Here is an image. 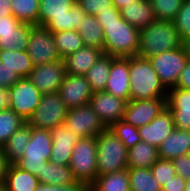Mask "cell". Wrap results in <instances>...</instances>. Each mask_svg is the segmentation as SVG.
<instances>
[{
	"label": "cell",
	"mask_w": 190,
	"mask_h": 191,
	"mask_svg": "<svg viewBox=\"0 0 190 191\" xmlns=\"http://www.w3.org/2000/svg\"><path fill=\"white\" fill-rule=\"evenodd\" d=\"M38 25L52 33L77 30L86 13L76 0H40Z\"/></svg>",
	"instance_id": "1"
},
{
	"label": "cell",
	"mask_w": 190,
	"mask_h": 191,
	"mask_svg": "<svg viewBox=\"0 0 190 191\" xmlns=\"http://www.w3.org/2000/svg\"><path fill=\"white\" fill-rule=\"evenodd\" d=\"M130 100L167 98L168 89L148 58L129 57Z\"/></svg>",
	"instance_id": "2"
},
{
	"label": "cell",
	"mask_w": 190,
	"mask_h": 191,
	"mask_svg": "<svg viewBox=\"0 0 190 191\" xmlns=\"http://www.w3.org/2000/svg\"><path fill=\"white\" fill-rule=\"evenodd\" d=\"M138 40L139 48L136 56L142 58H149L182 46V40L174 21H153L139 30Z\"/></svg>",
	"instance_id": "3"
},
{
	"label": "cell",
	"mask_w": 190,
	"mask_h": 191,
	"mask_svg": "<svg viewBox=\"0 0 190 191\" xmlns=\"http://www.w3.org/2000/svg\"><path fill=\"white\" fill-rule=\"evenodd\" d=\"M104 32L105 55L112 57H133L139 48V30L122 17L110 22H98Z\"/></svg>",
	"instance_id": "4"
},
{
	"label": "cell",
	"mask_w": 190,
	"mask_h": 191,
	"mask_svg": "<svg viewBox=\"0 0 190 191\" xmlns=\"http://www.w3.org/2000/svg\"><path fill=\"white\" fill-rule=\"evenodd\" d=\"M96 144L97 176L127 169L128 148L110 128L96 136Z\"/></svg>",
	"instance_id": "5"
},
{
	"label": "cell",
	"mask_w": 190,
	"mask_h": 191,
	"mask_svg": "<svg viewBox=\"0 0 190 191\" xmlns=\"http://www.w3.org/2000/svg\"><path fill=\"white\" fill-rule=\"evenodd\" d=\"M77 182L89 188L97 177L96 137L81 138L73 147L69 163Z\"/></svg>",
	"instance_id": "6"
},
{
	"label": "cell",
	"mask_w": 190,
	"mask_h": 191,
	"mask_svg": "<svg viewBox=\"0 0 190 191\" xmlns=\"http://www.w3.org/2000/svg\"><path fill=\"white\" fill-rule=\"evenodd\" d=\"M51 150L50 130L31 127V137L24 155L15 165L37 177L42 172L44 165L50 160Z\"/></svg>",
	"instance_id": "7"
},
{
	"label": "cell",
	"mask_w": 190,
	"mask_h": 191,
	"mask_svg": "<svg viewBox=\"0 0 190 191\" xmlns=\"http://www.w3.org/2000/svg\"><path fill=\"white\" fill-rule=\"evenodd\" d=\"M67 112L68 108L58 92L43 94L27 123L34 128L51 130L63 124Z\"/></svg>",
	"instance_id": "8"
},
{
	"label": "cell",
	"mask_w": 190,
	"mask_h": 191,
	"mask_svg": "<svg viewBox=\"0 0 190 191\" xmlns=\"http://www.w3.org/2000/svg\"><path fill=\"white\" fill-rule=\"evenodd\" d=\"M148 59L167 89L176 86L178 77L189 60L182 46L153 55Z\"/></svg>",
	"instance_id": "9"
},
{
	"label": "cell",
	"mask_w": 190,
	"mask_h": 191,
	"mask_svg": "<svg viewBox=\"0 0 190 191\" xmlns=\"http://www.w3.org/2000/svg\"><path fill=\"white\" fill-rule=\"evenodd\" d=\"M26 51L33 66L62 60L53 33L44 26L32 25Z\"/></svg>",
	"instance_id": "10"
},
{
	"label": "cell",
	"mask_w": 190,
	"mask_h": 191,
	"mask_svg": "<svg viewBox=\"0 0 190 191\" xmlns=\"http://www.w3.org/2000/svg\"><path fill=\"white\" fill-rule=\"evenodd\" d=\"M42 95L27 77H23L8 89V107L27 122L35 112Z\"/></svg>",
	"instance_id": "11"
},
{
	"label": "cell",
	"mask_w": 190,
	"mask_h": 191,
	"mask_svg": "<svg viewBox=\"0 0 190 191\" xmlns=\"http://www.w3.org/2000/svg\"><path fill=\"white\" fill-rule=\"evenodd\" d=\"M63 125L80 138L96 137L106 129L89 104L68 109Z\"/></svg>",
	"instance_id": "12"
},
{
	"label": "cell",
	"mask_w": 190,
	"mask_h": 191,
	"mask_svg": "<svg viewBox=\"0 0 190 191\" xmlns=\"http://www.w3.org/2000/svg\"><path fill=\"white\" fill-rule=\"evenodd\" d=\"M65 74V64L64 59H62L33 66L27 78L42 94H48L58 92Z\"/></svg>",
	"instance_id": "13"
},
{
	"label": "cell",
	"mask_w": 190,
	"mask_h": 191,
	"mask_svg": "<svg viewBox=\"0 0 190 191\" xmlns=\"http://www.w3.org/2000/svg\"><path fill=\"white\" fill-rule=\"evenodd\" d=\"M32 24L24 23L14 15L0 17V50H27Z\"/></svg>",
	"instance_id": "14"
},
{
	"label": "cell",
	"mask_w": 190,
	"mask_h": 191,
	"mask_svg": "<svg viewBox=\"0 0 190 191\" xmlns=\"http://www.w3.org/2000/svg\"><path fill=\"white\" fill-rule=\"evenodd\" d=\"M127 101L105 91L92 94L89 105L97 113L106 128L123 120Z\"/></svg>",
	"instance_id": "15"
},
{
	"label": "cell",
	"mask_w": 190,
	"mask_h": 191,
	"mask_svg": "<svg viewBox=\"0 0 190 191\" xmlns=\"http://www.w3.org/2000/svg\"><path fill=\"white\" fill-rule=\"evenodd\" d=\"M167 98L129 100L123 120L136 128L150 123L166 107Z\"/></svg>",
	"instance_id": "16"
},
{
	"label": "cell",
	"mask_w": 190,
	"mask_h": 191,
	"mask_svg": "<svg viewBox=\"0 0 190 191\" xmlns=\"http://www.w3.org/2000/svg\"><path fill=\"white\" fill-rule=\"evenodd\" d=\"M58 94L68 109L89 104L93 92L85 76L65 74Z\"/></svg>",
	"instance_id": "17"
},
{
	"label": "cell",
	"mask_w": 190,
	"mask_h": 191,
	"mask_svg": "<svg viewBox=\"0 0 190 191\" xmlns=\"http://www.w3.org/2000/svg\"><path fill=\"white\" fill-rule=\"evenodd\" d=\"M129 57H112L105 92L130 100Z\"/></svg>",
	"instance_id": "18"
},
{
	"label": "cell",
	"mask_w": 190,
	"mask_h": 191,
	"mask_svg": "<svg viewBox=\"0 0 190 191\" xmlns=\"http://www.w3.org/2000/svg\"><path fill=\"white\" fill-rule=\"evenodd\" d=\"M52 150L50 162L57 165H69L74 145L81 139L63 124L50 130Z\"/></svg>",
	"instance_id": "19"
},
{
	"label": "cell",
	"mask_w": 190,
	"mask_h": 191,
	"mask_svg": "<svg viewBox=\"0 0 190 191\" xmlns=\"http://www.w3.org/2000/svg\"><path fill=\"white\" fill-rule=\"evenodd\" d=\"M174 129L173 115L167 106L150 123L138 128L141 140L157 148Z\"/></svg>",
	"instance_id": "20"
},
{
	"label": "cell",
	"mask_w": 190,
	"mask_h": 191,
	"mask_svg": "<svg viewBox=\"0 0 190 191\" xmlns=\"http://www.w3.org/2000/svg\"><path fill=\"white\" fill-rule=\"evenodd\" d=\"M101 49L84 46L75 53L64 58L65 70L67 74L85 76L87 71L103 55Z\"/></svg>",
	"instance_id": "21"
},
{
	"label": "cell",
	"mask_w": 190,
	"mask_h": 191,
	"mask_svg": "<svg viewBox=\"0 0 190 191\" xmlns=\"http://www.w3.org/2000/svg\"><path fill=\"white\" fill-rule=\"evenodd\" d=\"M159 158L173 160L180 155L190 154V131L174 129L158 147Z\"/></svg>",
	"instance_id": "22"
},
{
	"label": "cell",
	"mask_w": 190,
	"mask_h": 191,
	"mask_svg": "<svg viewBox=\"0 0 190 191\" xmlns=\"http://www.w3.org/2000/svg\"><path fill=\"white\" fill-rule=\"evenodd\" d=\"M120 14L134 28L140 30L156 20L149 0H137L120 9Z\"/></svg>",
	"instance_id": "23"
},
{
	"label": "cell",
	"mask_w": 190,
	"mask_h": 191,
	"mask_svg": "<svg viewBox=\"0 0 190 191\" xmlns=\"http://www.w3.org/2000/svg\"><path fill=\"white\" fill-rule=\"evenodd\" d=\"M31 137V126L26 122L8 139L3 154L8 165L15 164L24 155V151Z\"/></svg>",
	"instance_id": "24"
},
{
	"label": "cell",
	"mask_w": 190,
	"mask_h": 191,
	"mask_svg": "<svg viewBox=\"0 0 190 191\" xmlns=\"http://www.w3.org/2000/svg\"><path fill=\"white\" fill-rule=\"evenodd\" d=\"M4 183L7 191H36L39 181L30 172L10 164L6 169Z\"/></svg>",
	"instance_id": "25"
},
{
	"label": "cell",
	"mask_w": 190,
	"mask_h": 191,
	"mask_svg": "<svg viewBox=\"0 0 190 191\" xmlns=\"http://www.w3.org/2000/svg\"><path fill=\"white\" fill-rule=\"evenodd\" d=\"M159 159L158 148L147 142H139L128 149L127 168L148 169Z\"/></svg>",
	"instance_id": "26"
},
{
	"label": "cell",
	"mask_w": 190,
	"mask_h": 191,
	"mask_svg": "<svg viewBox=\"0 0 190 191\" xmlns=\"http://www.w3.org/2000/svg\"><path fill=\"white\" fill-rule=\"evenodd\" d=\"M37 178L39 183L59 186L78 183L69 165H57L50 161L44 165Z\"/></svg>",
	"instance_id": "27"
},
{
	"label": "cell",
	"mask_w": 190,
	"mask_h": 191,
	"mask_svg": "<svg viewBox=\"0 0 190 191\" xmlns=\"http://www.w3.org/2000/svg\"><path fill=\"white\" fill-rule=\"evenodd\" d=\"M89 188L92 191H131L128 169L97 176Z\"/></svg>",
	"instance_id": "28"
},
{
	"label": "cell",
	"mask_w": 190,
	"mask_h": 191,
	"mask_svg": "<svg viewBox=\"0 0 190 191\" xmlns=\"http://www.w3.org/2000/svg\"><path fill=\"white\" fill-rule=\"evenodd\" d=\"M83 39L84 45L104 50V32L96 16L86 15L77 29Z\"/></svg>",
	"instance_id": "29"
},
{
	"label": "cell",
	"mask_w": 190,
	"mask_h": 191,
	"mask_svg": "<svg viewBox=\"0 0 190 191\" xmlns=\"http://www.w3.org/2000/svg\"><path fill=\"white\" fill-rule=\"evenodd\" d=\"M110 68L111 56L103 54L87 71L85 77L93 93L105 91Z\"/></svg>",
	"instance_id": "30"
},
{
	"label": "cell",
	"mask_w": 190,
	"mask_h": 191,
	"mask_svg": "<svg viewBox=\"0 0 190 191\" xmlns=\"http://www.w3.org/2000/svg\"><path fill=\"white\" fill-rule=\"evenodd\" d=\"M0 61L8 68L17 71L22 78L28 77L33 69L31 58L26 50H0Z\"/></svg>",
	"instance_id": "31"
},
{
	"label": "cell",
	"mask_w": 190,
	"mask_h": 191,
	"mask_svg": "<svg viewBox=\"0 0 190 191\" xmlns=\"http://www.w3.org/2000/svg\"><path fill=\"white\" fill-rule=\"evenodd\" d=\"M53 38L62 59L85 46L77 30L55 32L53 33Z\"/></svg>",
	"instance_id": "32"
},
{
	"label": "cell",
	"mask_w": 190,
	"mask_h": 191,
	"mask_svg": "<svg viewBox=\"0 0 190 191\" xmlns=\"http://www.w3.org/2000/svg\"><path fill=\"white\" fill-rule=\"evenodd\" d=\"M131 191H161V185L152 175L151 169L127 168Z\"/></svg>",
	"instance_id": "33"
},
{
	"label": "cell",
	"mask_w": 190,
	"mask_h": 191,
	"mask_svg": "<svg viewBox=\"0 0 190 191\" xmlns=\"http://www.w3.org/2000/svg\"><path fill=\"white\" fill-rule=\"evenodd\" d=\"M12 12L21 22L38 25L40 0H10Z\"/></svg>",
	"instance_id": "34"
},
{
	"label": "cell",
	"mask_w": 190,
	"mask_h": 191,
	"mask_svg": "<svg viewBox=\"0 0 190 191\" xmlns=\"http://www.w3.org/2000/svg\"><path fill=\"white\" fill-rule=\"evenodd\" d=\"M26 123L20 115L9 107L0 112V148H3L9 137Z\"/></svg>",
	"instance_id": "35"
},
{
	"label": "cell",
	"mask_w": 190,
	"mask_h": 191,
	"mask_svg": "<svg viewBox=\"0 0 190 191\" xmlns=\"http://www.w3.org/2000/svg\"><path fill=\"white\" fill-rule=\"evenodd\" d=\"M184 0H149L156 20L174 21Z\"/></svg>",
	"instance_id": "36"
},
{
	"label": "cell",
	"mask_w": 190,
	"mask_h": 191,
	"mask_svg": "<svg viewBox=\"0 0 190 191\" xmlns=\"http://www.w3.org/2000/svg\"><path fill=\"white\" fill-rule=\"evenodd\" d=\"M110 129L128 149L134 147L137 143L142 141L138 128L125 122L124 120H119L114 123Z\"/></svg>",
	"instance_id": "37"
},
{
	"label": "cell",
	"mask_w": 190,
	"mask_h": 191,
	"mask_svg": "<svg viewBox=\"0 0 190 191\" xmlns=\"http://www.w3.org/2000/svg\"><path fill=\"white\" fill-rule=\"evenodd\" d=\"M151 172L161 187L165 185L173 176L176 175L175 168L171 160L158 159L152 166Z\"/></svg>",
	"instance_id": "38"
},
{
	"label": "cell",
	"mask_w": 190,
	"mask_h": 191,
	"mask_svg": "<svg viewBox=\"0 0 190 191\" xmlns=\"http://www.w3.org/2000/svg\"><path fill=\"white\" fill-rule=\"evenodd\" d=\"M174 24L181 40L190 36V0H184L181 9L177 13Z\"/></svg>",
	"instance_id": "39"
},
{
	"label": "cell",
	"mask_w": 190,
	"mask_h": 191,
	"mask_svg": "<svg viewBox=\"0 0 190 191\" xmlns=\"http://www.w3.org/2000/svg\"><path fill=\"white\" fill-rule=\"evenodd\" d=\"M168 108H190V90L172 87L166 99Z\"/></svg>",
	"instance_id": "40"
},
{
	"label": "cell",
	"mask_w": 190,
	"mask_h": 191,
	"mask_svg": "<svg viewBox=\"0 0 190 191\" xmlns=\"http://www.w3.org/2000/svg\"><path fill=\"white\" fill-rule=\"evenodd\" d=\"M76 2L87 15L94 16L113 6L112 0H76Z\"/></svg>",
	"instance_id": "41"
},
{
	"label": "cell",
	"mask_w": 190,
	"mask_h": 191,
	"mask_svg": "<svg viewBox=\"0 0 190 191\" xmlns=\"http://www.w3.org/2000/svg\"><path fill=\"white\" fill-rule=\"evenodd\" d=\"M173 115L175 128L190 131V108H169Z\"/></svg>",
	"instance_id": "42"
},
{
	"label": "cell",
	"mask_w": 190,
	"mask_h": 191,
	"mask_svg": "<svg viewBox=\"0 0 190 191\" xmlns=\"http://www.w3.org/2000/svg\"><path fill=\"white\" fill-rule=\"evenodd\" d=\"M22 77L17 73V71L8 68L3 65L0 61V86L9 89L16 82H18Z\"/></svg>",
	"instance_id": "43"
},
{
	"label": "cell",
	"mask_w": 190,
	"mask_h": 191,
	"mask_svg": "<svg viewBox=\"0 0 190 191\" xmlns=\"http://www.w3.org/2000/svg\"><path fill=\"white\" fill-rule=\"evenodd\" d=\"M171 162L177 175L185 180L190 179V154L180 155Z\"/></svg>",
	"instance_id": "44"
},
{
	"label": "cell",
	"mask_w": 190,
	"mask_h": 191,
	"mask_svg": "<svg viewBox=\"0 0 190 191\" xmlns=\"http://www.w3.org/2000/svg\"><path fill=\"white\" fill-rule=\"evenodd\" d=\"M86 189L87 187L79 182L67 186L39 183L36 191H86Z\"/></svg>",
	"instance_id": "45"
},
{
	"label": "cell",
	"mask_w": 190,
	"mask_h": 191,
	"mask_svg": "<svg viewBox=\"0 0 190 191\" xmlns=\"http://www.w3.org/2000/svg\"><path fill=\"white\" fill-rule=\"evenodd\" d=\"M120 10H118L114 5L109 7L108 10H104L99 12L96 15V19L98 22H110L119 20L121 18Z\"/></svg>",
	"instance_id": "46"
},
{
	"label": "cell",
	"mask_w": 190,
	"mask_h": 191,
	"mask_svg": "<svg viewBox=\"0 0 190 191\" xmlns=\"http://www.w3.org/2000/svg\"><path fill=\"white\" fill-rule=\"evenodd\" d=\"M185 184L186 180L176 174L161 187V191H185Z\"/></svg>",
	"instance_id": "47"
},
{
	"label": "cell",
	"mask_w": 190,
	"mask_h": 191,
	"mask_svg": "<svg viewBox=\"0 0 190 191\" xmlns=\"http://www.w3.org/2000/svg\"><path fill=\"white\" fill-rule=\"evenodd\" d=\"M175 87L190 90V60H188L185 68L181 71Z\"/></svg>",
	"instance_id": "48"
},
{
	"label": "cell",
	"mask_w": 190,
	"mask_h": 191,
	"mask_svg": "<svg viewBox=\"0 0 190 191\" xmlns=\"http://www.w3.org/2000/svg\"><path fill=\"white\" fill-rule=\"evenodd\" d=\"M13 15L10 0H0V17Z\"/></svg>",
	"instance_id": "49"
},
{
	"label": "cell",
	"mask_w": 190,
	"mask_h": 191,
	"mask_svg": "<svg viewBox=\"0 0 190 191\" xmlns=\"http://www.w3.org/2000/svg\"><path fill=\"white\" fill-rule=\"evenodd\" d=\"M8 108V89L0 86V112Z\"/></svg>",
	"instance_id": "50"
},
{
	"label": "cell",
	"mask_w": 190,
	"mask_h": 191,
	"mask_svg": "<svg viewBox=\"0 0 190 191\" xmlns=\"http://www.w3.org/2000/svg\"><path fill=\"white\" fill-rule=\"evenodd\" d=\"M7 166L8 164L4 157L3 149L0 148V183L4 182Z\"/></svg>",
	"instance_id": "51"
},
{
	"label": "cell",
	"mask_w": 190,
	"mask_h": 191,
	"mask_svg": "<svg viewBox=\"0 0 190 191\" xmlns=\"http://www.w3.org/2000/svg\"><path fill=\"white\" fill-rule=\"evenodd\" d=\"M137 0H112L113 5L120 10L124 6L130 5Z\"/></svg>",
	"instance_id": "52"
},
{
	"label": "cell",
	"mask_w": 190,
	"mask_h": 191,
	"mask_svg": "<svg viewBox=\"0 0 190 191\" xmlns=\"http://www.w3.org/2000/svg\"><path fill=\"white\" fill-rule=\"evenodd\" d=\"M182 47L184 49L185 54L188 56V58L190 60V36L185 38L182 41Z\"/></svg>",
	"instance_id": "53"
},
{
	"label": "cell",
	"mask_w": 190,
	"mask_h": 191,
	"mask_svg": "<svg viewBox=\"0 0 190 191\" xmlns=\"http://www.w3.org/2000/svg\"><path fill=\"white\" fill-rule=\"evenodd\" d=\"M185 191H190V179L186 180Z\"/></svg>",
	"instance_id": "54"
},
{
	"label": "cell",
	"mask_w": 190,
	"mask_h": 191,
	"mask_svg": "<svg viewBox=\"0 0 190 191\" xmlns=\"http://www.w3.org/2000/svg\"><path fill=\"white\" fill-rule=\"evenodd\" d=\"M0 191H7L6 184L4 182L0 183Z\"/></svg>",
	"instance_id": "55"
}]
</instances>
